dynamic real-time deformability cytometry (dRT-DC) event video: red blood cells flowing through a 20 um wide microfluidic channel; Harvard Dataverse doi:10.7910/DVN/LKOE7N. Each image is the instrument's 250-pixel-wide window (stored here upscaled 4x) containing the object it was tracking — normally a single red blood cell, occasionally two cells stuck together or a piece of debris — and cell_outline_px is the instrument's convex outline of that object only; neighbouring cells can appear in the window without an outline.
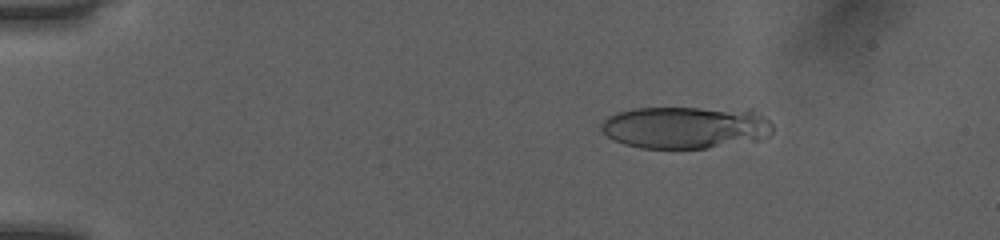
{"species": "human", "species_latin": "Homo sapiens", "temperature_condition": "room temperature", "stored_images_in_passage": 15, "camera_frame_rate_fps": 3000, "um_per_image_px": 0.085, "donor": {"sex": "female"}, "frame": {"image": 1, "passage_image": 9, "time_ms": 2.667, "image_size_px": [1000, 240], "cell_outline_px": [[772, 132], [768, 136], [756, 140], [708, 148], [640, 148], [624, 144], [608, 136], [600, 128], [604, 120], [608, 116], [620, 112], [636, 108], [752, 108], [764, 116], [772, 124]], "centroid_in_image_um": [58.33, 10.81], "position_along_channel_um": 26.7, "area_um2": 42.43}}